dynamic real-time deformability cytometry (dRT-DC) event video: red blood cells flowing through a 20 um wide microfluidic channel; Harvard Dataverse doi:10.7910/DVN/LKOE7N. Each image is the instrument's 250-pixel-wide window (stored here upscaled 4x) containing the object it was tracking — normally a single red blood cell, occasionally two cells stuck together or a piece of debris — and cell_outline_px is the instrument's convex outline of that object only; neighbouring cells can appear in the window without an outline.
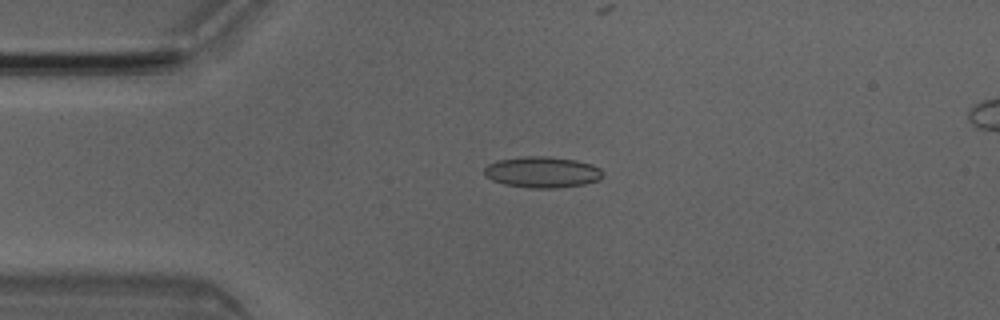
{"species": "Egyptian fruit bat (a non-hibernating species)", "species_latin": "Rousettus aegyptiacus", "temperature_condition": "room temperature", "stored_images_in_passage": 5, "camera_frame_rate_fps": 3000, "um_per_image_px": 0.085, "animal": {"sex": "male"}, "frame": {"image": 1, "passage_image": 4, "time_ms": 1.0, "image_size_px": [1000, 320], "cell_outline_px": [[604, 176], [600, 180], [584, 184], [556, 188], [528, 188], [504, 184], [492, 180], [484, 176], [484, 168], [488, 164], [500, 160], [524, 156], [548, 156], [576, 160], [592, 164], [600, 168], [604, 172]], "centroid_in_image_um": [46.12, 14.63], "position_along_channel_um": 38.9, "area_um2": 21.68}}